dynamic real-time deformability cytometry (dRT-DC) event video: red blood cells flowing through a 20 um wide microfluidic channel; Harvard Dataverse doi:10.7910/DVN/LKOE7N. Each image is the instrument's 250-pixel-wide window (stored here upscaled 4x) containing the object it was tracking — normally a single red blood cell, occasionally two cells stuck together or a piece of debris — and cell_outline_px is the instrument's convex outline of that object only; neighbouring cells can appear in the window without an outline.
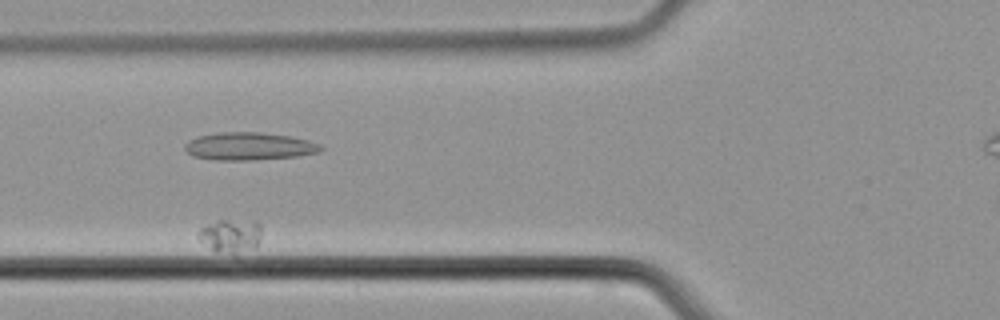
{"species": "common noctule bat (a hibernating species)", "species_latin": "Nyctalus noctula", "temperature_condition": "cold", "stored_images_in_passage": 35, "camera_frame_rate_fps": 3000, "um_per_image_px": 0.085, "animal": {"sex": "male", "body_mass_g": 21.5, "forearm_length_mm": 52.0}, "frame": {"image": 1, "passage_image": 11, "time_ms": 3.333, "image_size_px": [1000, 320], "cell_outline_px": [[260, 236], [256, 248], [232, 252], [216, 252], [200, 240], [196, 236], [200, 228], [208, 224], [220, 220], [256, 220], [260, 224]], "centroid_in_image_um": [19.61, 20.0], "position_along_channel_um": 106.2, "area_um2": 12.14}}
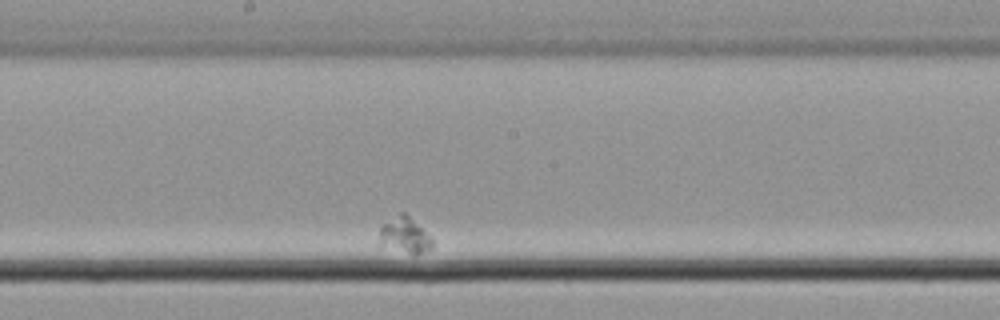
{"frame": {"image": 2, "passage_image": 22, "time_ms": 7.0, "image_size_px": [1000, 320], "cell_outline_px": [[432, 248], [416, 256], [380, 244], [380, 228], [384, 224], [400, 212], [404, 212], [432, 240]], "centroid_in_image_um": [34.4, 20.03], "position_along_channel_um": 213.8, "area_um2": 10.58}}